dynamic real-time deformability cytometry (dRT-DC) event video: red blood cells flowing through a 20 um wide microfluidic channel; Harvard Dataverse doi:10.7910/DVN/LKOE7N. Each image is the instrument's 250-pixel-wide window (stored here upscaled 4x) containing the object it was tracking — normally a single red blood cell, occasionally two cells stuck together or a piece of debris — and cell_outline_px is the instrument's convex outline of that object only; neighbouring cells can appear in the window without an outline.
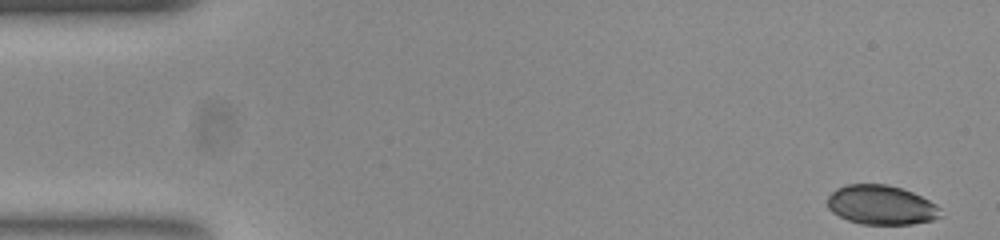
{"species": "common noctule bat (a hibernating species)", "species_latin": "Nyctalus noctula", "temperature_condition": "room temperature", "stored_images_in_passage": 51, "camera_frame_rate_fps": 3000, "um_per_image_px": 0.085, "animal": {"sex": "female", "body_mass_g": 23.0, "forearm_length_mm": 53.4}, "frame": {"image": 1, "passage_image": 1, "time_ms": 0.0, "image_size_px": [1000, 240], "cell_outline_px": [[944, 216], [932, 220], [912, 224], [860, 224], [848, 220], [832, 212], [828, 208], [828, 196], [836, 188], [848, 184], [888, 184], [912, 192], [936, 204], [940, 208]], "centroid_in_image_um": [74.92, 17.43], "position_along_channel_um": 10.1, "area_um2": 26.01}}
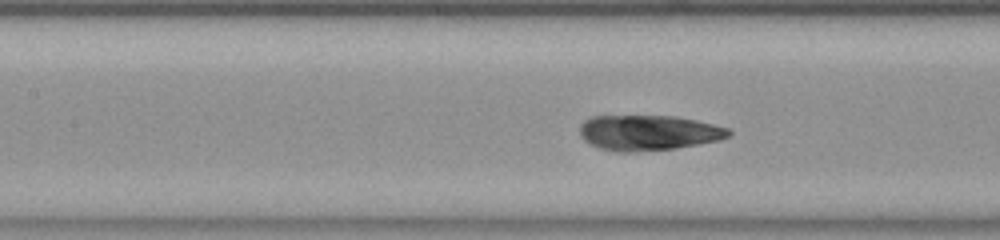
{"frame": {"image": 2, "passage_image": 22, "time_ms": 7.0, "image_size_px": [1000, 240], "cell_outline_px": [[732, 132], [728, 136], [720, 140], [676, 148], [632, 152], [620, 152], [600, 148], [588, 144], [580, 136], [580, 124], [584, 120], [592, 116], [676, 116], [696, 120], [728, 128]], "centroid_in_image_um": [55.09, 11.28], "position_along_channel_um": 152.3, "area_um2": 30.69}}
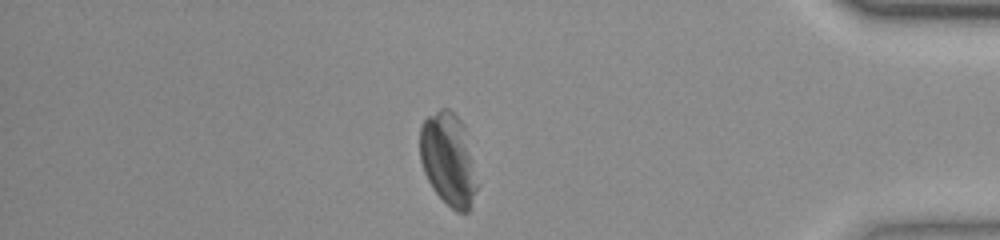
{"frame": {"image": 3, "passage_image": 44, "time_ms": 14.333, "image_size_px": [1000, 240], "cell_outline_px": [[476, 188], [468, 212], [456, 212], [432, 188], [424, 172], [420, 160], [420, 124], [428, 116], [440, 108], [448, 108], [460, 120], [464, 128]], "centroid_in_image_um": [38.03, 13.52], "position_along_channel_um": 397.2, "area_um2": 29.77}}